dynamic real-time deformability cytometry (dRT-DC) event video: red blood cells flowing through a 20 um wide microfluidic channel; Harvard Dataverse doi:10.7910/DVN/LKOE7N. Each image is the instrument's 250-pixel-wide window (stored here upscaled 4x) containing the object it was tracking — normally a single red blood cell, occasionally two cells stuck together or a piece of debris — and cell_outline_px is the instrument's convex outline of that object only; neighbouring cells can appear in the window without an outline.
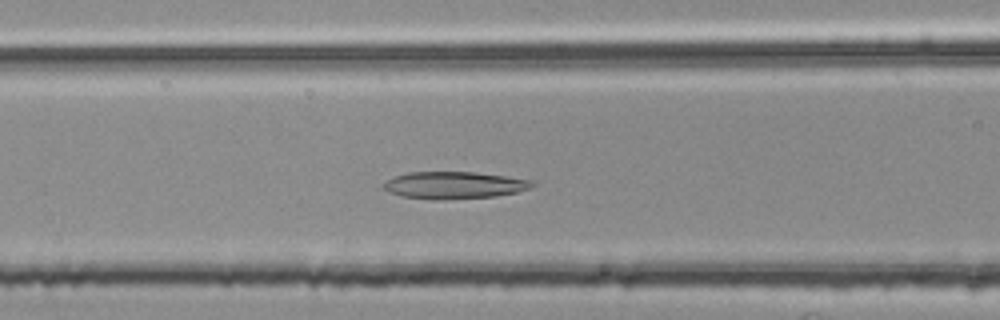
{"species": "common noctule bat (a hibernating species)", "species_latin": "Nyctalus noctula", "temperature_condition": "room temperature", "stored_images_in_passage": 45, "camera_frame_rate_fps": 3000, "um_per_image_px": 0.085, "animal": {"sex": "female", "body_mass_g": 25.1}, "frame": {"image": 1, "passage_image": 20, "time_ms": 6.333, "image_size_px": [1000, 320], "cell_outline_px": [[536, 184], [532, 188], [516, 192], [496, 196], [440, 200], [436, 200], [400, 196], [388, 192], [380, 184], [392, 176], [408, 172], [476, 172], [532, 180]], "centroid_in_image_um": [38.56, 15.74], "position_along_channel_um": 128.0, "area_um2": 23.76}}
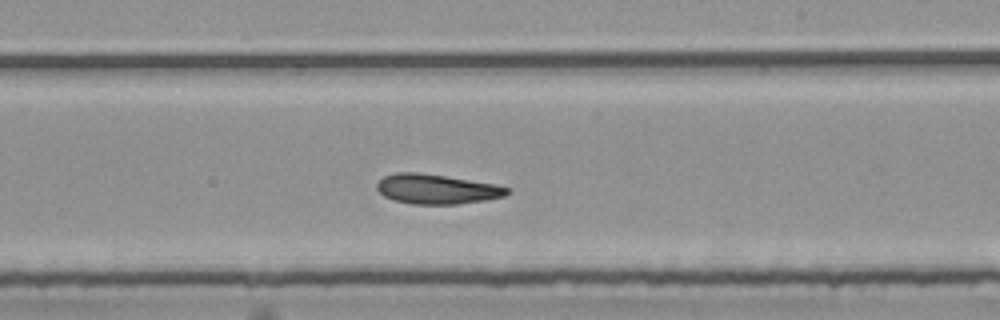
{"frame": {"image": 2, "passage_image": 30, "time_ms": 9.667, "image_size_px": [1000, 320], "cell_outline_px": [[512, 192], [504, 196], [488, 200], [456, 204], [412, 204], [392, 200], [384, 196], [376, 188], [376, 184], [384, 176], [396, 172], [416, 172], [444, 176], [492, 184], [508, 188]], "centroid_in_image_um": [37.09, 16.08], "position_along_channel_um": 251.9, "area_um2": 22.43}}
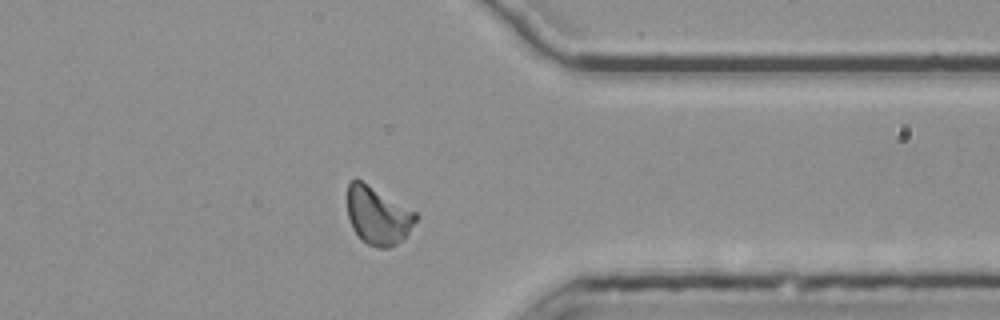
{"frame": {"image": 3, "passage_image": 41, "time_ms": 13.333, "image_size_px": [1000, 320], "cell_outline_px": [[420, 216], [408, 236], [404, 240], [388, 248], [376, 248], [360, 240], [352, 228], [348, 216], [348, 184], [352, 180], [360, 180], [416, 212]], "centroid_in_image_um": [32.15, 18.38], "position_along_channel_um": 379.2, "area_um2": 23.18}, "authors_computed_cell_mechanics": {"area_um2": 23.1778, "velocity_mm_per_s": 3.729, "shape_relaxation_time_tau1_ms": 9.2615, "shape_relaxation_time_tau2_ms": 4.668, "deformation_change_tau1": 0.1658, "deformation_change_tau2": 0.1271}}